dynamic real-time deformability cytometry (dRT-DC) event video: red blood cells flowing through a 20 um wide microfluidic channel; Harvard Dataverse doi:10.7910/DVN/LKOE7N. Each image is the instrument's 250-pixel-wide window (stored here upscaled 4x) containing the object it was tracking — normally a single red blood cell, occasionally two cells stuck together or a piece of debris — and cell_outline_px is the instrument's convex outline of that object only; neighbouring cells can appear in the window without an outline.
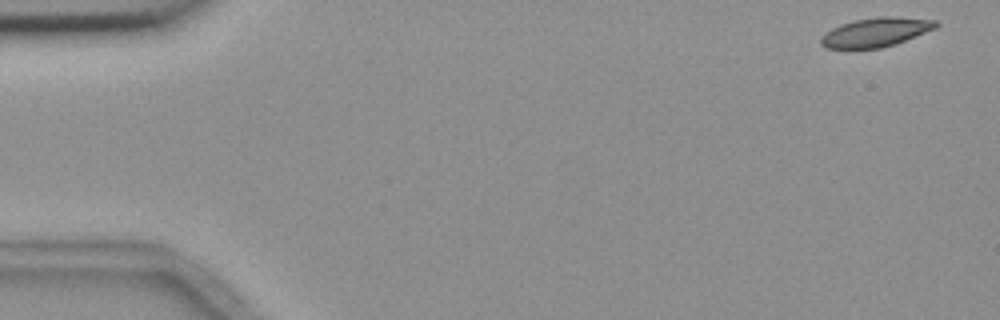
{"species": "common noctule bat (a hibernating species)", "species_latin": "Nyctalus noctula", "temperature_condition": "room temperature", "stored_images_in_passage": 54, "camera_frame_rate_fps": 3000, "um_per_image_px": 0.085, "animal": {"sex": "female", "body_mass_g": 18.4}, "frame": {"image": 1, "passage_image": 1, "time_ms": 0.0, "image_size_px": [1000, 320], "cell_outline_px": [[940, 24], [936, 28], [904, 40], [880, 48], [828, 48], [820, 44], [820, 36], [832, 28], [840, 24], [856, 20], [880, 16], [892, 16], [936, 20]], "centroid_in_image_um": [74.42, 2.72], "position_along_channel_um": 10.6, "area_um2": 19.25}}
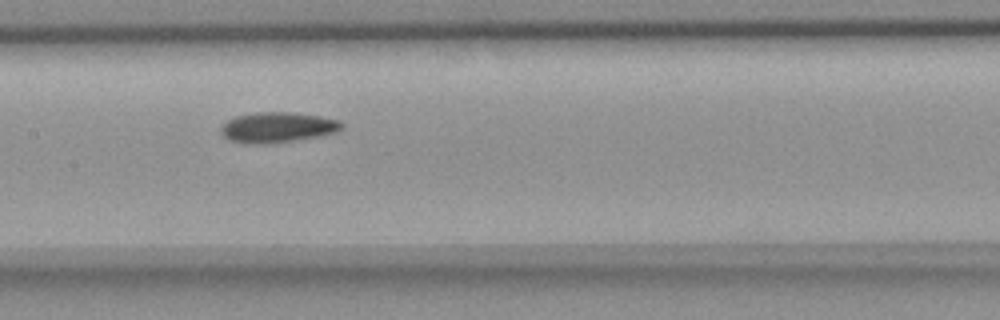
{"frame": {"image": 2, "passage_image": 26, "time_ms": 8.333, "image_size_px": [1000, 320], "cell_outline_px": [[344, 128], [336, 132], [296, 140], [272, 144], [244, 144], [228, 140], [220, 132], [220, 128], [228, 120], [236, 116], [256, 112], [296, 112], [320, 116], [340, 120], [344, 124]], "centroid_in_image_um": [23.59, 10.83], "position_along_channel_um": 183.8, "area_um2": 21.68}}
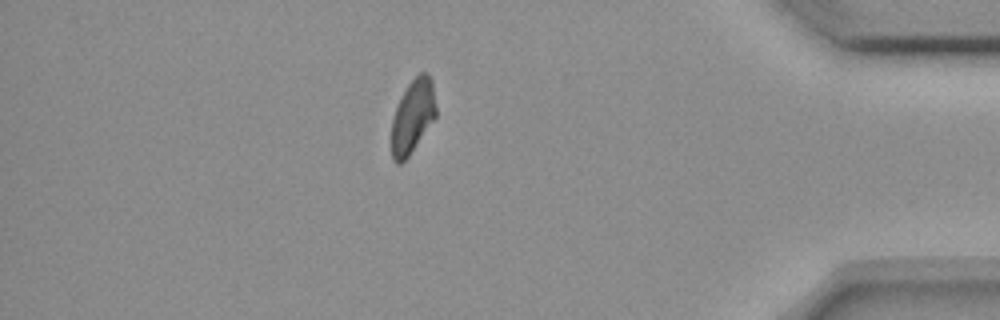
{"frame": {"image": 3, "passage_image": 47, "time_ms": 15.333, "image_size_px": [1000, 320], "cell_outline_px": [[436, 116], [408, 156], [400, 164], [396, 164], [392, 160], [392, 116], [408, 84], [420, 72], [428, 72], [432, 80], [436, 108]], "centroid_in_image_um": [35.08, 9.88], "position_along_channel_um": 400.1, "area_um2": 18.79}, "authors_computed_cell_mechanics": {"area_um2": 20.23, "velocity_mm_per_s": 3.6379, "shape_relaxation_time_tau1_ms": null, "shape_relaxation_time_tau2_ms": 10.0283, "deformation_change_tau1": null, "deformation_change_tau2": 0.1305}}